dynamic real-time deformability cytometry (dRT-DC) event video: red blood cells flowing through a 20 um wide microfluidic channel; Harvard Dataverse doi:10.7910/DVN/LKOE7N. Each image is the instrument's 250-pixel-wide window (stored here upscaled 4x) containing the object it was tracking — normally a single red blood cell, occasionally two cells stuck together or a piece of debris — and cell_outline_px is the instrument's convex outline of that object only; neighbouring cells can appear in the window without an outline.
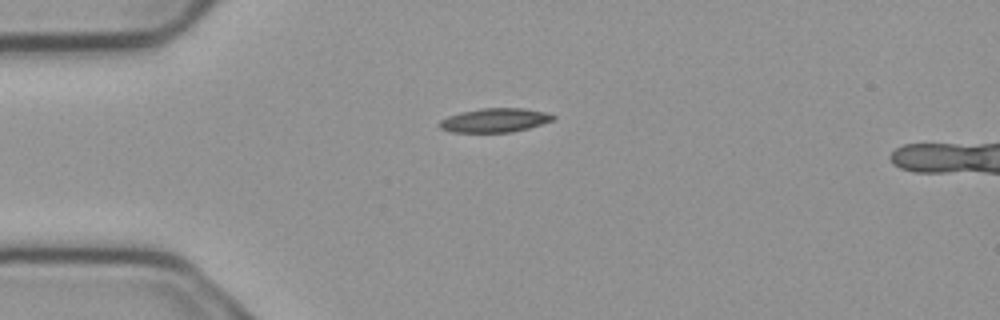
{"species": "common noctule bat (a hibernating species)", "species_latin": "Nyctalus noctula", "temperature_condition": "cold", "stored_images_in_passage": 2, "camera_frame_rate_fps": 3000, "um_per_image_px": 0.085, "animal": {"sex": "male", "body_mass_g": 23.1, "forearm_length_mm": 52.7}, "frame": {"image": 1, "passage_image": 1, "time_ms": 0.0, "image_size_px": [1000, 320], "cell_outline_px": [[556, 116], [552, 120], [528, 128], [512, 132], [452, 132], [440, 128], [440, 120], [448, 116], [460, 112], [480, 108], [524, 108], [544, 112]], "centroid_in_image_um": [42.03, 10.21], "position_along_channel_um": 43.0, "area_um2": 15.72}}